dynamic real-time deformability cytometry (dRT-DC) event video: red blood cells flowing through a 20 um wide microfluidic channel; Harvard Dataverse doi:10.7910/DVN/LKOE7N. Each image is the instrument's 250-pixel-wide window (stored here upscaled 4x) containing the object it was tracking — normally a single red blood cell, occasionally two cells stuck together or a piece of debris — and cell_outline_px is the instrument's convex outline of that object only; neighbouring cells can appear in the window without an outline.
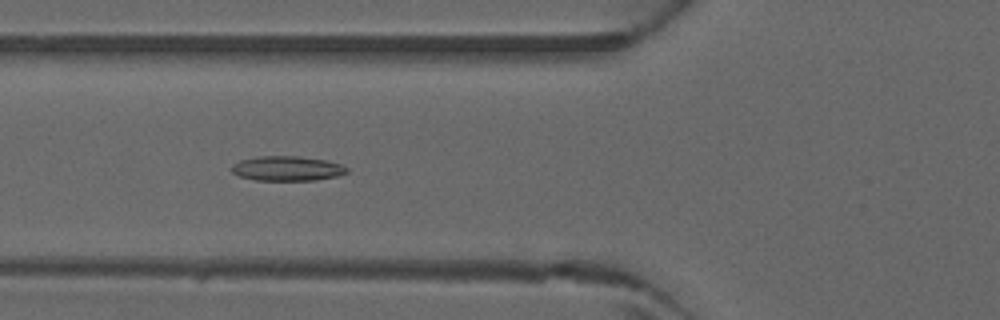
{"species": "common noctule bat (a hibernating species)", "species_latin": "Nyctalus noctula", "temperature_condition": "warm", "stored_images_in_passage": 47, "camera_frame_rate_fps": 3000, "um_per_image_px": 0.085, "animal": {"sex": "male", "forearm_length_mm": 52.5}, "frame": {"image": 1, "passage_image": 18, "time_ms": 5.667, "image_size_px": [1000, 320], "cell_outline_px": [[348, 172], [336, 176], [316, 180], [256, 180], [240, 176], [232, 172], [232, 164], [240, 160], [260, 156], [300, 156], [324, 160], [340, 164], [348, 168]], "centroid_in_image_um": [24.4, 14.31], "position_along_channel_um": 101.4, "area_um2": 16.47}}
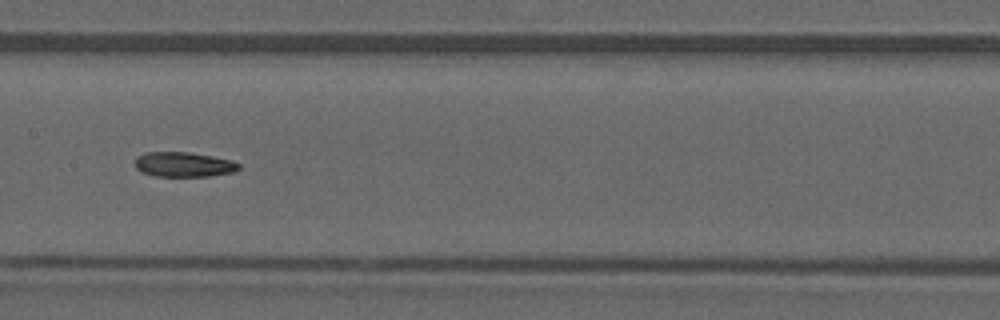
{"frame": {"image": 2, "passage_image": 24, "time_ms": 7.667, "image_size_px": [1000, 320], "cell_outline_px": [[240, 168], [236, 172], [212, 176], [152, 176], [140, 172], [136, 168], [136, 156], [144, 152], [188, 152], [212, 156], [232, 160], [240, 164]], "centroid_in_image_um": [15.62, 13.98], "position_along_channel_um": 191.8, "area_um2": 15.26}}
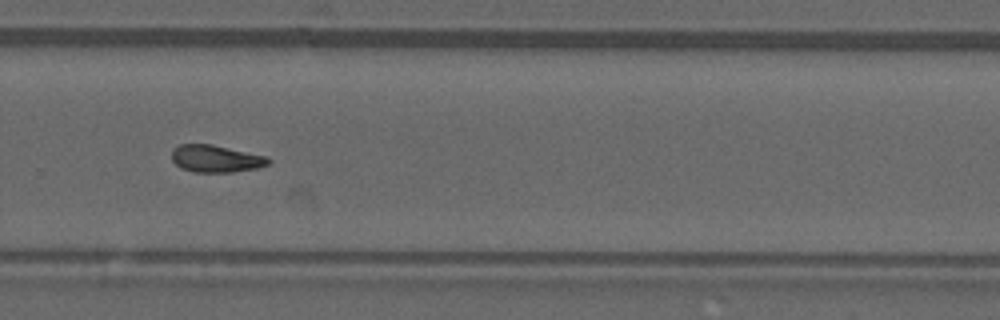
{"frame": {"image": 3, "passage_image": 32, "time_ms": 10.333, "image_size_px": [1000, 320], "cell_outline_px": [[272, 160], [268, 164], [256, 168], [232, 172], [192, 172], [180, 168], [172, 160], [172, 148], [180, 144], [212, 144], [268, 156]], "centroid_in_image_um": [18.34, 13.48], "position_along_channel_um": 311.5, "area_um2": 15.49}}